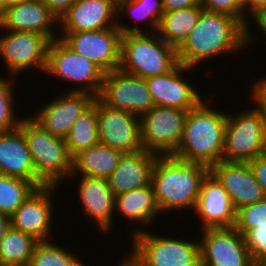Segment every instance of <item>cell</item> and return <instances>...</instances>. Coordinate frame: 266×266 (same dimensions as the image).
<instances>
[{
  "label": "cell",
  "instance_id": "obj_1",
  "mask_svg": "<svg viewBox=\"0 0 266 266\" xmlns=\"http://www.w3.org/2000/svg\"><path fill=\"white\" fill-rule=\"evenodd\" d=\"M245 48V26L238 19L203 9L196 25L176 51L178 63L195 69L201 62L228 52L234 55L235 51L237 54Z\"/></svg>",
  "mask_w": 266,
  "mask_h": 266
},
{
  "label": "cell",
  "instance_id": "obj_2",
  "mask_svg": "<svg viewBox=\"0 0 266 266\" xmlns=\"http://www.w3.org/2000/svg\"><path fill=\"white\" fill-rule=\"evenodd\" d=\"M203 100L187 113L181 143L172 155L210 168L222 161L227 112ZM208 105V106H207ZM212 107V108H211Z\"/></svg>",
  "mask_w": 266,
  "mask_h": 266
},
{
  "label": "cell",
  "instance_id": "obj_3",
  "mask_svg": "<svg viewBox=\"0 0 266 266\" xmlns=\"http://www.w3.org/2000/svg\"><path fill=\"white\" fill-rule=\"evenodd\" d=\"M209 168L172 155L158 156L152 175V186L159 210L164 212L194 210L200 184Z\"/></svg>",
  "mask_w": 266,
  "mask_h": 266
},
{
  "label": "cell",
  "instance_id": "obj_4",
  "mask_svg": "<svg viewBox=\"0 0 266 266\" xmlns=\"http://www.w3.org/2000/svg\"><path fill=\"white\" fill-rule=\"evenodd\" d=\"M18 128L27 142L36 175L46 185L67 183L73 170V158L65 139L50 134L29 114H24Z\"/></svg>",
  "mask_w": 266,
  "mask_h": 266
},
{
  "label": "cell",
  "instance_id": "obj_5",
  "mask_svg": "<svg viewBox=\"0 0 266 266\" xmlns=\"http://www.w3.org/2000/svg\"><path fill=\"white\" fill-rule=\"evenodd\" d=\"M178 64L177 51L157 32L122 35L119 69L144 79L165 74Z\"/></svg>",
  "mask_w": 266,
  "mask_h": 266
},
{
  "label": "cell",
  "instance_id": "obj_6",
  "mask_svg": "<svg viewBox=\"0 0 266 266\" xmlns=\"http://www.w3.org/2000/svg\"><path fill=\"white\" fill-rule=\"evenodd\" d=\"M143 228L133 229L129 250L143 266H201L198 240L160 236Z\"/></svg>",
  "mask_w": 266,
  "mask_h": 266
},
{
  "label": "cell",
  "instance_id": "obj_7",
  "mask_svg": "<svg viewBox=\"0 0 266 266\" xmlns=\"http://www.w3.org/2000/svg\"><path fill=\"white\" fill-rule=\"evenodd\" d=\"M229 113L222 161L248 162L266 153V127L261 113L254 106Z\"/></svg>",
  "mask_w": 266,
  "mask_h": 266
},
{
  "label": "cell",
  "instance_id": "obj_8",
  "mask_svg": "<svg viewBox=\"0 0 266 266\" xmlns=\"http://www.w3.org/2000/svg\"><path fill=\"white\" fill-rule=\"evenodd\" d=\"M44 74L78 85L67 91L88 92L98 97L104 72L91 60L75 53L60 38L51 40L48 47L47 67Z\"/></svg>",
  "mask_w": 266,
  "mask_h": 266
},
{
  "label": "cell",
  "instance_id": "obj_9",
  "mask_svg": "<svg viewBox=\"0 0 266 266\" xmlns=\"http://www.w3.org/2000/svg\"><path fill=\"white\" fill-rule=\"evenodd\" d=\"M188 111L153 106L140 117L143 149L158 156L173 155L181 143Z\"/></svg>",
  "mask_w": 266,
  "mask_h": 266
},
{
  "label": "cell",
  "instance_id": "obj_10",
  "mask_svg": "<svg viewBox=\"0 0 266 266\" xmlns=\"http://www.w3.org/2000/svg\"><path fill=\"white\" fill-rule=\"evenodd\" d=\"M49 43L42 34L4 30L0 36V57L7 76L15 77L32 69L45 73Z\"/></svg>",
  "mask_w": 266,
  "mask_h": 266
},
{
  "label": "cell",
  "instance_id": "obj_11",
  "mask_svg": "<svg viewBox=\"0 0 266 266\" xmlns=\"http://www.w3.org/2000/svg\"><path fill=\"white\" fill-rule=\"evenodd\" d=\"M97 98L109 108L126 110L139 118L155 106L145 79L121 69L104 74Z\"/></svg>",
  "mask_w": 266,
  "mask_h": 266
},
{
  "label": "cell",
  "instance_id": "obj_12",
  "mask_svg": "<svg viewBox=\"0 0 266 266\" xmlns=\"http://www.w3.org/2000/svg\"><path fill=\"white\" fill-rule=\"evenodd\" d=\"M75 53L91 60L105 74L119 69L122 33L116 27L60 33L58 36Z\"/></svg>",
  "mask_w": 266,
  "mask_h": 266
},
{
  "label": "cell",
  "instance_id": "obj_13",
  "mask_svg": "<svg viewBox=\"0 0 266 266\" xmlns=\"http://www.w3.org/2000/svg\"><path fill=\"white\" fill-rule=\"evenodd\" d=\"M200 234L201 266H255L244 236L234 227L204 229Z\"/></svg>",
  "mask_w": 266,
  "mask_h": 266
},
{
  "label": "cell",
  "instance_id": "obj_14",
  "mask_svg": "<svg viewBox=\"0 0 266 266\" xmlns=\"http://www.w3.org/2000/svg\"><path fill=\"white\" fill-rule=\"evenodd\" d=\"M97 130L99 143L134 153L143 149L140 118L126 110L112 109L97 98Z\"/></svg>",
  "mask_w": 266,
  "mask_h": 266
},
{
  "label": "cell",
  "instance_id": "obj_15",
  "mask_svg": "<svg viewBox=\"0 0 266 266\" xmlns=\"http://www.w3.org/2000/svg\"><path fill=\"white\" fill-rule=\"evenodd\" d=\"M58 187L46 185L36 188L10 216L11 226L39 241L52 240L49 238L52 237L51 231H54L51 226L56 195L54 193Z\"/></svg>",
  "mask_w": 266,
  "mask_h": 266
},
{
  "label": "cell",
  "instance_id": "obj_16",
  "mask_svg": "<svg viewBox=\"0 0 266 266\" xmlns=\"http://www.w3.org/2000/svg\"><path fill=\"white\" fill-rule=\"evenodd\" d=\"M61 92L30 116L50 134L65 139L76 119L97 97L88 92Z\"/></svg>",
  "mask_w": 266,
  "mask_h": 266
},
{
  "label": "cell",
  "instance_id": "obj_17",
  "mask_svg": "<svg viewBox=\"0 0 266 266\" xmlns=\"http://www.w3.org/2000/svg\"><path fill=\"white\" fill-rule=\"evenodd\" d=\"M194 68L178 63L171 71L145 79L155 106L173 107L189 111L203 99L189 80L183 78ZM185 79V80H184ZM190 83V84H189ZM199 92V93H198Z\"/></svg>",
  "mask_w": 266,
  "mask_h": 266
},
{
  "label": "cell",
  "instance_id": "obj_18",
  "mask_svg": "<svg viewBox=\"0 0 266 266\" xmlns=\"http://www.w3.org/2000/svg\"><path fill=\"white\" fill-rule=\"evenodd\" d=\"M193 212L201 221V230L228 228L235 225L236 209L231 197L210 171L201 181Z\"/></svg>",
  "mask_w": 266,
  "mask_h": 266
},
{
  "label": "cell",
  "instance_id": "obj_19",
  "mask_svg": "<svg viewBox=\"0 0 266 266\" xmlns=\"http://www.w3.org/2000/svg\"><path fill=\"white\" fill-rule=\"evenodd\" d=\"M77 177L76 184L78 201L82 203L83 214L86 216L91 224L96 225V228L100 232L108 233L110 228L113 226L115 213V196L110 190L108 179L105 178H94L88 176L70 175L75 180Z\"/></svg>",
  "mask_w": 266,
  "mask_h": 266
},
{
  "label": "cell",
  "instance_id": "obj_20",
  "mask_svg": "<svg viewBox=\"0 0 266 266\" xmlns=\"http://www.w3.org/2000/svg\"><path fill=\"white\" fill-rule=\"evenodd\" d=\"M209 171L227 191L236 210L266 198L248 162L220 161Z\"/></svg>",
  "mask_w": 266,
  "mask_h": 266
},
{
  "label": "cell",
  "instance_id": "obj_21",
  "mask_svg": "<svg viewBox=\"0 0 266 266\" xmlns=\"http://www.w3.org/2000/svg\"><path fill=\"white\" fill-rule=\"evenodd\" d=\"M59 20L38 0H26L4 10L0 19V30L25 31L42 34L50 41L57 39ZM56 27V28H55Z\"/></svg>",
  "mask_w": 266,
  "mask_h": 266
},
{
  "label": "cell",
  "instance_id": "obj_22",
  "mask_svg": "<svg viewBox=\"0 0 266 266\" xmlns=\"http://www.w3.org/2000/svg\"><path fill=\"white\" fill-rule=\"evenodd\" d=\"M117 0H77L59 20L60 33L102 30L117 25Z\"/></svg>",
  "mask_w": 266,
  "mask_h": 266
},
{
  "label": "cell",
  "instance_id": "obj_23",
  "mask_svg": "<svg viewBox=\"0 0 266 266\" xmlns=\"http://www.w3.org/2000/svg\"><path fill=\"white\" fill-rule=\"evenodd\" d=\"M157 158L158 155L144 149L124 153L108 178L114 196L151 185Z\"/></svg>",
  "mask_w": 266,
  "mask_h": 266
},
{
  "label": "cell",
  "instance_id": "obj_24",
  "mask_svg": "<svg viewBox=\"0 0 266 266\" xmlns=\"http://www.w3.org/2000/svg\"><path fill=\"white\" fill-rule=\"evenodd\" d=\"M0 174L31 181L37 188L46 184L36 175L22 131L0 132Z\"/></svg>",
  "mask_w": 266,
  "mask_h": 266
},
{
  "label": "cell",
  "instance_id": "obj_25",
  "mask_svg": "<svg viewBox=\"0 0 266 266\" xmlns=\"http://www.w3.org/2000/svg\"><path fill=\"white\" fill-rule=\"evenodd\" d=\"M118 216L129 220V223H140V227L144 225L149 229V225L153 226L155 217L160 215L161 211L157 205L154 189L152 184L146 187L134 189L122 193L115 197V213Z\"/></svg>",
  "mask_w": 266,
  "mask_h": 266
},
{
  "label": "cell",
  "instance_id": "obj_26",
  "mask_svg": "<svg viewBox=\"0 0 266 266\" xmlns=\"http://www.w3.org/2000/svg\"><path fill=\"white\" fill-rule=\"evenodd\" d=\"M123 154L120 150L98 143L73 158L71 175L108 179Z\"/></svg>",
  "mask_w": 266,
  "mask_h": 266
},
{
  "label": "cell",
  "instance_id": "obj_27",
  "mask_svg": "<svg viewBox=\"0 0 266 266\" xmlns=\"http://www.w3.org/2000/svg\"><path fill=\"white\" fill-rule=\"evenodd\" d=\"M127 12L130 18L135 21L131 27L130 24H124L122 15ZM124 13V14H123ZM164 9L162 6V0H117V28L121 31L122 35L129 33H154L157 32ZM145 23L146 29L138 27L139 22ZM146 21H148L146 23ZM137 23V24H136ZM149 26V28H148ZM149 30H148V29ZM152 28V29H150Z\"/></svg>",
  "mask_w": 266,
  "mask_h": 266
},
{
  "label": "cell",
  "instance_id": "obj_28",
  "mask_svg": "<svg viewBox=\"0 0 266 266\" xmlns=\"http://www.w3.org/2000/svg\"><path fill=\"white\" fill-rule=\"evenodd\" d=\"M203 8L200 3L162 15L157 33L168 44L178 48L196 25Z\"/></svg>",
  "mask_w": 266,
  "mask_h": 266
},
{
  "label": "cell",
  "instance_id": "obj_29",
  "mask_svg": "<svg viewBox=\"0 0 266 266\" xmlns=\"http://www.w3.org/2000/svg\"><path fill=\"white\" fill-rule=\"evenodd\" d=\"M39 240L10 226L0 242L1 266H29Z\"/></svg>",
  "mask_w": 266,
  "mask_h": 266
},
{
  "label": "cell",
  "instance_id": "obj_30",
  "mask_svg": "<svg viewBox=\"0 0 266 266\" xmlns=\"http://www.w3.org/2000/svg\"><path fill=\"white\" fill-rule=\"evenodd\" d=\"M65 141L68 152L72 158L81 151L99 143L97 130V98L76 119Z\"/></svg>",
  "mask_w": 266,
  "mask_h": 266
},
{
  "label": "cell",
  "instance_id": "obj_31",
  "mask_svg": "<svg viewBox=\"0 0 266 266\" xmlns=\"http://www.w3.org/2000/svg\"><path fill=\"white\" fill-rule=\"evenodd\" d=\"M36 188L31 181L0 174V212L10 217Z\"/></svg>",
  "mask_w": 266,
  "mask_h": 266
},
{
  "label": "cell",
  "instance_id": "obj_32",
  "mask_svg": "<svg viewBox=\"0 0 266 266\" xmlns=\"http://www.w3.org/2000/svg\"><path fill=\"white\" fill-rule=\"evenodd\" d=\"M51 240L39 241L32 254L29 266H85L77 254L58 246Z\"/></svg>",
  "mask_w": 266,
  "mask_h": 266
},
{
  "label": "cell",
  "instance_id": "obj_33",
  "mask_svg": "<svg viewBox=\"0 0 266 266\" xmlns=\"http://www.w3.org/2000/svg\"><path fill=\"white\" fill-rule=\"evenodd\" d=\"M7 78L2 75L0 76V132H7L18 128L21 119L24 117V115H16L17 111L14 106H16L17 101L14 98L16 96L14 95L15 92H13V89L16 87L12 84L14 77L11 79Z\"/></svg>",
  "mask_w": 266,
  "mask_h": 266
},
{
  "label": "cell",
  "instance_id": "obj_34",
  "mask_svg": "<svg viewBox=\"0 0 266 266\" xmlns=\"http://www.w3.org/2000/svg\"><path fill=\"white\" fill-rule=\"evenodd\" d=\"M266 224V198L254 204L236 210L234 228L243 236L250 230Z\"/></svg>",
  "mask_w": 266,
  "mask_h": 266
},
{
  "label": "cell",
  "instance_id": "obj_35",
  "mask_svg": "<svg viewBox=\"0 0 266 266\" xmlns=\"http://www.w3.org/2000/svg\"><path fill=\"white\" fill-rule=\"evenodd\" d=\"M244 238L255 266H266V224L248 231Z\"/></svg>",
  "mask_w": 266,
  "mask_h": 266
},
{
  "label": "cell",
  "instance_id": "obj_36",
  "mask_svg": "<svg viewBox=\"0 0 266 266\" xmlns=\"http://www.w3.org/2000/svg\"><path fill=\"white\" fill-rule=\"evenodd\" d=\"M199 3L204 10L233 16L244 26L248 21L241 0H199Z\"/></svg>",
  "mask_w": 266,
  "mask_h": 266
},
{
  "label": "cell",
  "instance_id": "obj_37",
  "mask_svg": "<svg viewBox=\"0 0 266 266\" xmlns=\"http://www.w3.org/2000/svg\"><path fill=\"white\" fill-rule=\"evenodd\" d=\"M248 20L246 25H245V44L246 47L249 46L250 44H253L257 38V34H254L255 31H253L252 34V27L250 26L251 20L253 22H255V24L259 29V31L261 30L263 35L265 36L266 39V5L261 6L260 8H258L255 12H253L250 16H248ZM251 27V28H250ZM253 42V43H252ZM266 44V40L265 43Z\"/></svg>",
  "mask_w": 266,
  "mask_h": 266
},
{
  "label": "cell",
  "instance_id": "obj_38",
  "mask_svg": "<svg viewBox=\"0 0 266 266\" xmlns=\"http://www.w3.org/2000/svg\"><path fill=\"white\" fill-rule=\"evenodd\" d=\"M253 85L250 98L254 101V107L261 113L266 127V76L256 80Z\"/></svg>",
  "mask_w": 266,
  "mask_h": 266
},
{
  "label": "cell",
  "instance_id": "obj_39",
  "mask_svg": "<svg viewBox=\"0 0 266 266\" xmlns=\"http://www.w3.org/2000/svg\"><path fill=\"white\" fill-rule=\"evenodd\" d=\"M248 164L266 197V153L248 161Z\"/></svg>",
  "mask_w": 266,
  "mask_h": 266
},
{
  "label": "cell",
  "instance_id": "obj_40",
  "mask_svg": "<svg viewBox=\"0 0 266 266\" xmlns=\"http://www.w3.org/2000/svg\"><path fill=\"white\" fill-rule=\"evenodd\" d=\"M48 7L58 20L70 9L77 0H38Z\"/></svg>",
  "mask_w": 266,
  "mask_h": 266
},
{
  "label": "cell",
  "instance_id": "obj_41",
  "mask_svg": "<svg viewBox=\"0 0 266 266\" xmlns=\"http://www.w3.org/2000/svg\"><path fill=\"white\" fill-rule=\"evenodd\" d=\"M199 4V0H162L164 13L181 10Z\"/></svg>",
  "mask_w": 266,
  "mask_h": 266
},
{
  "label": "cell",
  "instance_id": "obj_42",
  "mask_svg": "<svg viewBox=\"0 0 266 266\" xmlns=\"http://www.w3.org/2000/svg\"><path fill=\"white\" fill-rule=\"evenodd\" d=\"M266 5V0H243L242 6L245 12V15L248 17L253 12H255L261 6Z\"/></svg>",
  "mask_w": 266,
  "mask_h": 266
},
{
  "label": "cell",
  "instance_id": "obj_43",
  "mask_svg": "<svg viewBox=\"0 0 266 266\" xmlns=\"http://www.w3.org/2000/svg\"><path fill=\"white\" fill-rule=\"evenodd\" d=\"M10 226V217L0 212V242L4 238V235Z\"/></svg>",
  "mask_w": 266,
  "mask_h": 266
},
{
  "label": "cell",
  "instance_id": "obj_44",
  "mask_svg": "<svg viewBox=\"0 0 266 266\" xmlns=\"http://www.w3.org/2000/svg\"><path fill=\"white\" fill-rule=\"evenodd\" d=\"M121 263L117 264L118 266H143L140 262H138L130 253L125 260H120Z\"/></svg>",
  "mask_w": 266,
  "mask_h": 266
},
{
  "label": "cell",
  "instance_id": "obj_45",
  "mask_svg": "<svg viewBox=\"0 0 266 266\" xmlns=\"http://www.w3.org/2000/svg\"><path fill=\"white\" fill-rule=\"evenodd\" d=\"M26 0H1L3 8L6 9L10 6L17 5L21 2H24Z\"/></svg>",
  "mask_w": 266,
  "mask_h": 266
},
{
  "label": "cell",
  "instance_id": "obj_46",
  "mask_svg": "<svg viewBox=\"0 0 266 266\" xmlns=\"http://www.w3.org/2000/svg\"><path fill=\"white\" fill-rule=\"evenodd\" d=\"M4 10H5V9L3 8L2 2H1V0H0V19H1L2 16H3Z\"/></svg>",
  "mask_w": 266,
  "mask_h": 266
}]
</instances>
